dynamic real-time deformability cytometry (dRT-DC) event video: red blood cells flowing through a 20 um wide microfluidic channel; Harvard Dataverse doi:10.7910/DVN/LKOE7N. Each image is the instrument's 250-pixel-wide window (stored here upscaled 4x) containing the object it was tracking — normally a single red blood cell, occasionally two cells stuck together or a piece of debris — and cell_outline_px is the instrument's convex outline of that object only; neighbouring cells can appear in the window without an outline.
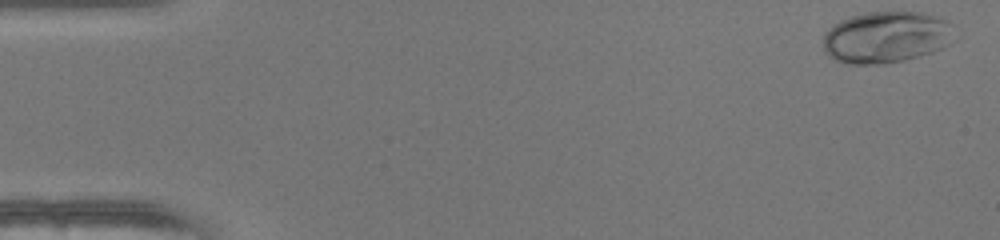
{"species": "human", "species_latin": "Homo sapiens", "temperature_condition": "warm", "stored_images_in_passage": 48, "camera_frame_rate_fps": 3000, "um_per_image_px": 0.085, "donor": {"sex": "female"}, "frame": {"image": 1, "passage_image": 1, "time_ms": 0.0, "image_size_px": [1000, 240], "cell_outline_px": [[960, 36], [956, 40], [932, 52], [904, 60], [884, 64], [848, 64], [836, 60], [828, 56], [824, 48], [824, 32], [832, 24], [840, 20], [852, 16], [868, 12], [920, 12], [940, 16], [948, 20]], "centroid_in_image_um": [75.39, 3.15], "position_along_channel_um": 9.6, "area_um2": 40.17}}
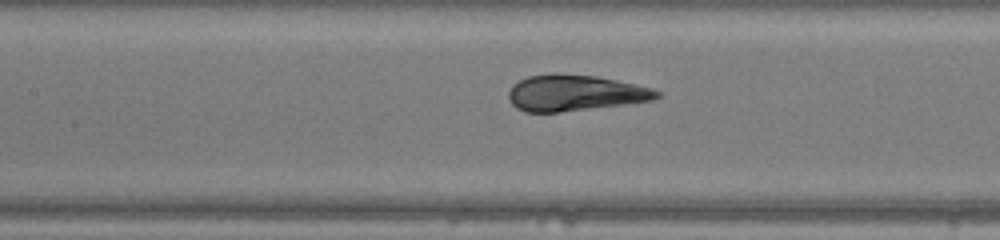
{"frame": {"image": 2, "passage_image": 22, "time_ms": 7.0, "image_size_px": [1000, 240], "cell_outline_px": [[660, 96], [652, 100], [624, 104], [560, 112], [524, 112], [516, 108], [508, 100], [508, 92], [512, 84], [528, 76], [552, 72], [556, 72], [596, 76], [616, 80], [652, 88], [660, 92]], "centroid_in_image_um": [48.8, 7.89], "position_along_channel_um": 158.6, "area_um2": 31.33}}
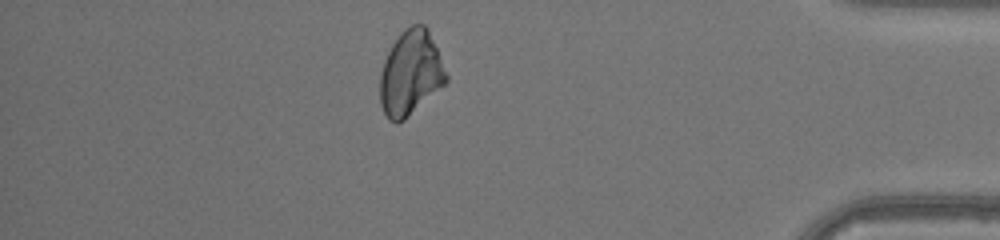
{"frame": {"image": 3, "passage_image": 42, "time_ms": 13.667, "image_size_px": [1000, 240], "cell_outline_px": [[448, 80], [444, 84], [404, 120], [396, 124], [388, 120], [380, 104], [380, 72], [384, 60], [392, 44], [400, 32], [404, 28], [412, 24], [424, 24], [428, 28], [448, 76]], "centroid_in_image_um": [34.87, 6.2], "position_along_channel_um": 400.3, "area_um2": 32.6}, "authors_computed_cell_mechanics": {"area_um2": 33.0038, "velocity_mm_per_s": 4.2355, "shape_relaxation_time_tau1_ms": 4.6833, "shape_relaxation_time_tau2_ms": null, "deformation_change_tau1": 0.1992, "deformation_change_tau2": null}}